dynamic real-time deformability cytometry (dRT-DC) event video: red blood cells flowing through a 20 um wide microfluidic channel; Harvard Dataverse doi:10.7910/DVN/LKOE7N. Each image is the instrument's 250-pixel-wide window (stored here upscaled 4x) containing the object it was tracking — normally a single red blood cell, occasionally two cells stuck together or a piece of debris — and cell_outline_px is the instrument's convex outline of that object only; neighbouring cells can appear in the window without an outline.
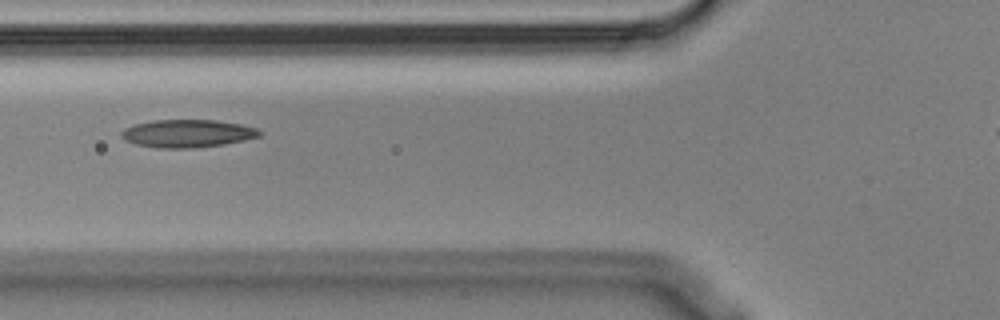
{"species": "Egyptian fruit bat (a non-hibernating species)", "species_latin": "Rousettus aegyptiacus", "temperature_condition": "cold", "stored_images_in_passage": 3, "camera_frame_rate_fps": 3000, "um_per_image_px": 0.085, "animal": {"sex": "male"}, "frame": {"image": 1, "passage_image": 3, "time_ms": 0.667, "image_size_px": [1000, 320], "cell_outline_px": [[264, 132], [260, 136], [244, 140], [224, 144], [196, 148], [156, 148], [136, 144], [124, 140], [120, 136], [120, 132], [124, 128], [136, 124], [152, 120], [216, 120], [240, 124], [256, 128]], "centroid_in_image_um": [15.92, 11.35], "position_along_channel_um": 109.9, "area_um2": 22.54}}